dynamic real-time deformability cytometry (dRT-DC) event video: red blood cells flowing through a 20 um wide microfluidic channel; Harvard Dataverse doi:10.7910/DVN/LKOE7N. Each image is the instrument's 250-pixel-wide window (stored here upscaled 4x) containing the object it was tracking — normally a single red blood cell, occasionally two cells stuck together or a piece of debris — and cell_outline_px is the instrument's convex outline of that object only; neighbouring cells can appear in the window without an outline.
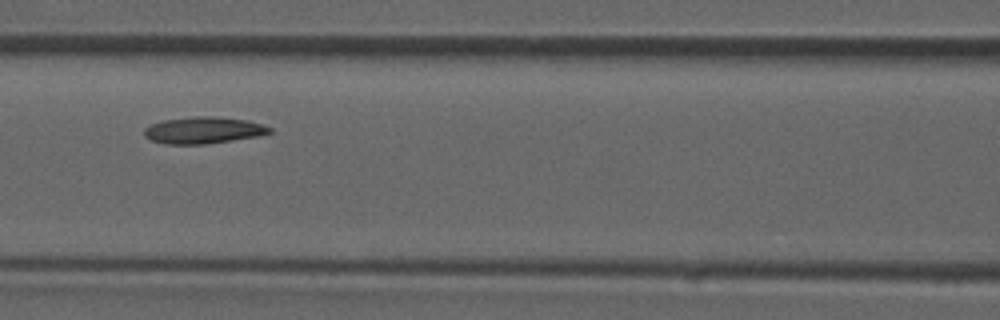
{"species": "common noctule bat (a hibernating species)", "species_latin": "Nyctalus noctula", "temperature_condition": "room temperature", "stored_images_in_passage": 37, "camera_frame_rate_fps": 3000, "um_per_image_px": 0.085, "animal": {"sex": "male", "forearm_length_mm": 52.5}, "frame": {"image": 1, "passage_image": 11, "time_ms": 3.333, "image_size_px": [1000, 320], "cell_outline_px": [[272, 132], [260, 136], [208, 144], [164, 144], [152, 140], [144, 136], [144, 128], [152, 124], [164, 120], [196, 116], [216, 116], [248, 120], [272, 128]], "centroid_in_image_um": [17.31, 11.07], "position_along_channel_um": 149.3, "area_um2": 19.59}}